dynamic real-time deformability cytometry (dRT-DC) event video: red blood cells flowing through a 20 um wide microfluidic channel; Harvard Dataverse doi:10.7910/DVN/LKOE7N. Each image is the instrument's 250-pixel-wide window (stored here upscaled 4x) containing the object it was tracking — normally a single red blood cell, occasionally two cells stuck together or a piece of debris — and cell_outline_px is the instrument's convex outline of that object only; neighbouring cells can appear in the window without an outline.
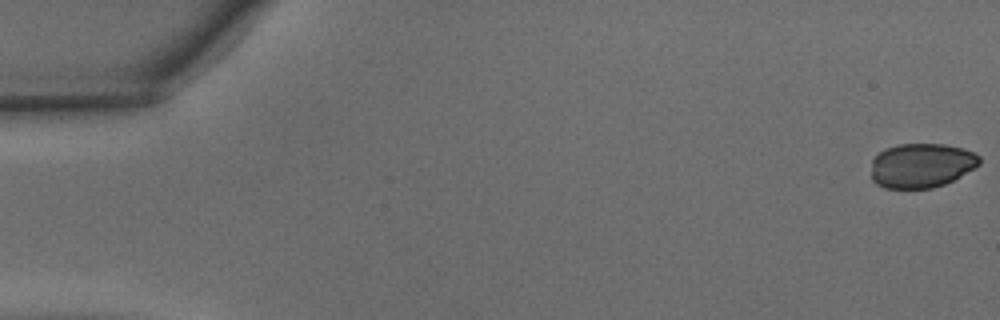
{"species": "common noctule bat (a hibernating species)", "species_latin": "Nyctalus noctula", "temperature_condition": "warm", "stored_images_in_passage": 47, "camera_frame_rate_fps": 3000, "um_per_image_px": 0.085, "animal": {"sex": "male", "body_mass_g": 15.6}, "frame": {"image": 1, "passage_image": 1, "time_ms": 0.0, "image_size_px": [1000, 320], "cell_outline_px": [[980, 164], [960, 176], [944, 184], [932, 188], [884, 188], [876, 184], [872, 180], [872, 160], [884, 148], [900, 144], [944, 144], [964, 148], [980, 156]], "centroid_in_image_um": [78.31, 14.06], "position_along_channel_um": 6.7, "area_um2": 28.03}}
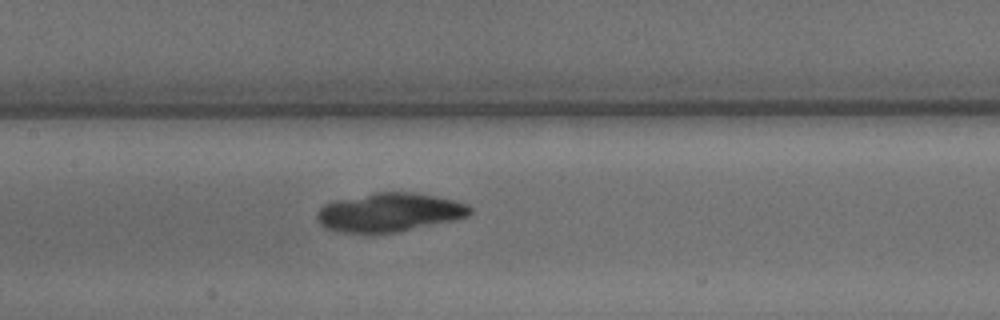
{"frame": {"image": 2, "passage_image": 23, "time_ms": 7.333, "image_size_px": [1000, 320], "cell_outline_px": [[472, 212], [468, 216], [456, 220], [396, 232], [340, 232], [324, 228], [316, 220], [316, 212], [324, 204], [336, 200], [376, 192], [416, 192], [452, 200], [468, 204], [472, 208]], "centroid_in_image_um": [33.09, 18.04], "position_along_channel_um": 174.3, "area_um2": 34.51}}
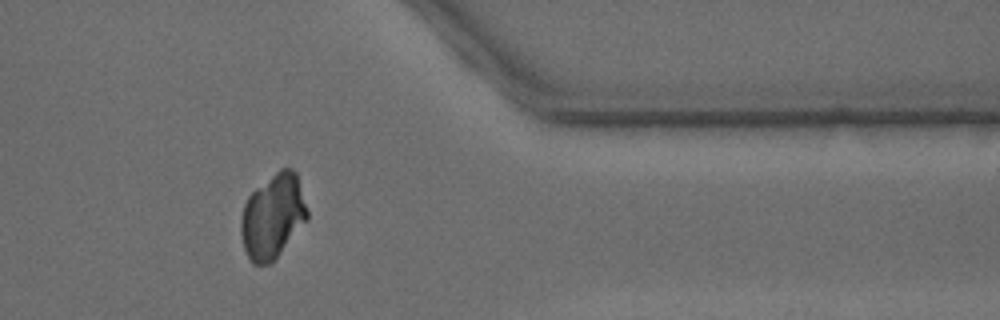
{"frame": {"image": 3, "passage_image": 39, "time_ms": 12.667, "image_size_px": [1000, 320], "cell_outline_px": [[308, 220], [272, 264], [252, 264], [244, 248], [240, 232], [240, 220], [244, 204], [248, 196], [256, 188], [280, 168], [292, 168], [296, 172], [308, 212]], "centroid_in_image_um": [23.19, 18.41], "position_along_channel_um": 388.2, "area_um2": 32.83}}